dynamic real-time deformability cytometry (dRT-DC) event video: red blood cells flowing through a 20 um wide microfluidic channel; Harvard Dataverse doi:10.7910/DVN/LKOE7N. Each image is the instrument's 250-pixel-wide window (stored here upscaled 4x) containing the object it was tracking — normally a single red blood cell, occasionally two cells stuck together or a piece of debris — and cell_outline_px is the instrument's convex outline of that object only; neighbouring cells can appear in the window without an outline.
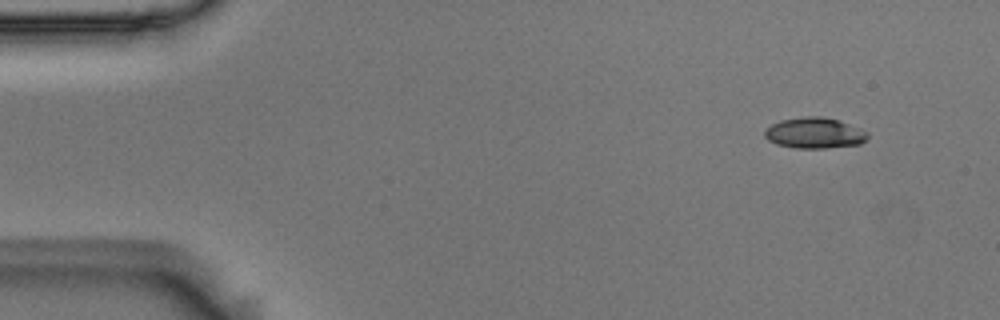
{"species": "Egyptian fruit bat (a non-hibernating species)", "species_latin": "Rousettus aegyptiacus", "temperature_condition": "room temperature", "stored_images_in_passage": 4, "camera_frame_rate_fps": 3000, "um_per_image_px": 0.085, "animal": {"sex": "male"}, "frame": {"image": 1, "passage_image": 1, "time_ms": 0.0, "image_size_px": [1000, 320], "cell_outline_px": [[868, 136], [860, 144], [824, 148], [796, 148], [776, 144], [768, 140], [764, 136], [764, 132], [772, 124], [780, 120], [804, 116], [820, 116], [836, 120], [860, 128], [868, 132]], "centroid_in_image_um": [69.21, 11.3], "position_along_channel_um": 15.8, "area_um2": 18.32}}
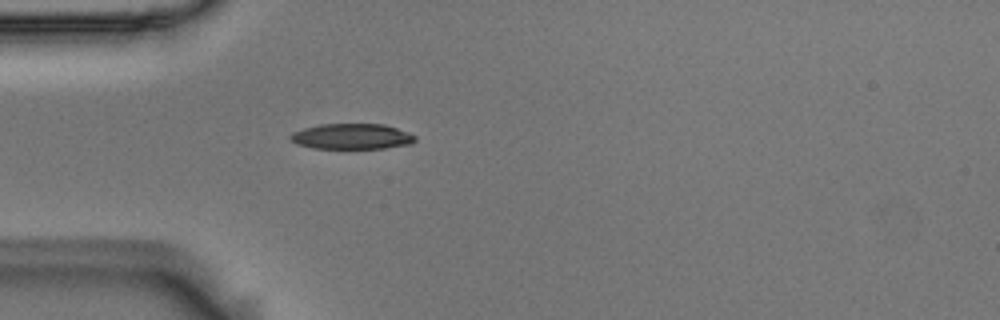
{"frame": {"image": 2, "passage_image": 4, "time_ms": 1.0, "image_size_px": [1000, 320], "cell_outline_px": [[416, 140], [412, 144], [384, 148], [312, 148], [296, 144], [288, 140], [288, 136], [292, 132], [304, 128], [320, 124], [384, 124], [408, 132], [416, 136]], "centroid_in_image_um": [29.87, 11.6], "position_along_channel_um": 55.1, "area_um2": 18.73}}